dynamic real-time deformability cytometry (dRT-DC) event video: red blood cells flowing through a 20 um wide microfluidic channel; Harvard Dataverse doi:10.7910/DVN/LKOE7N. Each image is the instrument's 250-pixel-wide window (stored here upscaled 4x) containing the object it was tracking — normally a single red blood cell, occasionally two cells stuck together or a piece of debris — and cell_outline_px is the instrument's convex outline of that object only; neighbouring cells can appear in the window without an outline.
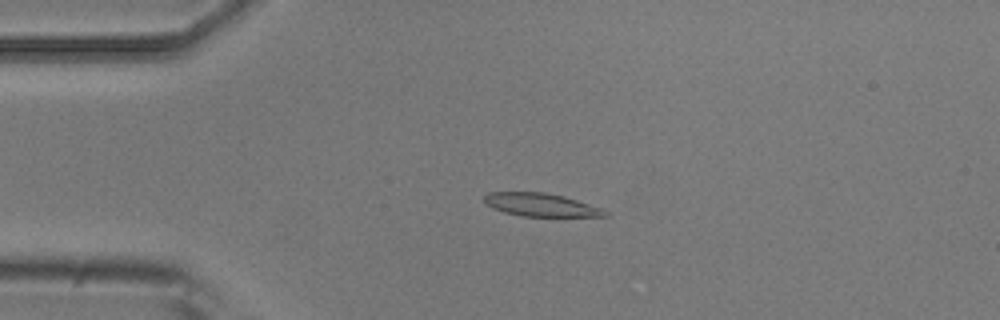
{"species": "common noctule bat (a hibernating species)", "species_latin": "Nyctalus noctula", "temperature_condition": "room temperature", "stored_images_in_passage": 51, "camera_frame_rate_fps": 3000, "um_per_image_px": 0.085, "animal": {"sex": "male", "body_mass_g": 20.5, "forearm_length_mm": 52.5}, "frame": {"image": 1, "passage_image": 12, "time_ms": 3.667, "image_size_px": [1000, 320], "cell_outline_px": [[608, 216], [520, 216], [504, 212], [492, 208], [484, 204], [484, 196], [488, 192], [544, 192], [564, 196], [600, 208], [608, 212]], "centroid_in_image_um": [45.91, 17.4], "position_along_channel_um": 39.1, "area_um2": 16.18}}
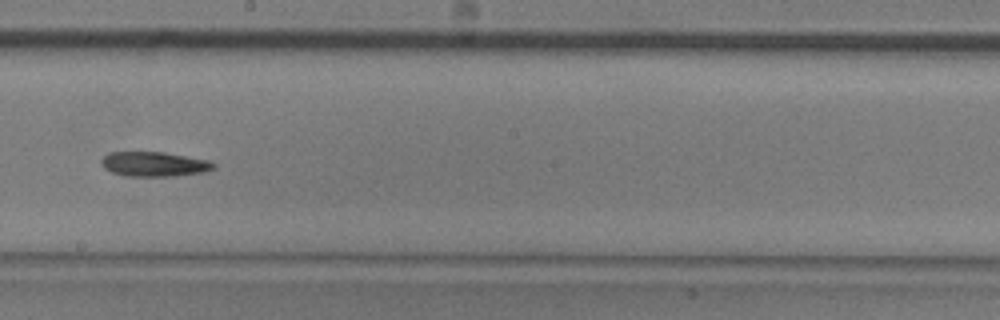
{"frame": {"image": 2, "passage_image": 29, "time_ms": 9.333, "image_size_px": [1000, 320], "cell_outline_px": [[216, 168], [204, 172], [176, 176], [124, 176], [112, 172], [104, 168], [100, 160], [108, 152], [164, 152], [208, 160], [216, 164]], "centroid_in_image_um": [13.11, 13.95], "position_along_channel_um": 235.1, "area_um2": 16.24}}
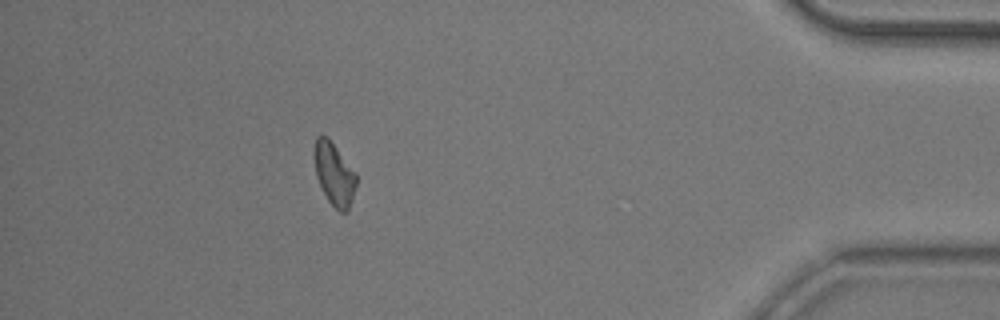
{"frame": {"image": 3, "passage_image": 46, "time_ms": 15.0, "image_size_px": [1000, 320], "cell_outline_px": [[356, 184], [348, 212], [340, 212], [328, 200], [316, 176], [312, 156], [312, 152], [316, 136], [328, 136], [356, 172]], "centroid_in_image_um": [28.38, 14.73], "position_along_channel_um": 406.8, "area_um2": 15.55}, "authors_computed_cell_mechanics": {"area_um2": 16.184, "velocity_mm_per_s": 3.9314, "shape_relaxation_time_tau1_ms": null, "shape_relaxation_time_tau2_ms": 8.8013, "deformation_change_tau1": null, "deformation_change_tau2": 0.1903}}